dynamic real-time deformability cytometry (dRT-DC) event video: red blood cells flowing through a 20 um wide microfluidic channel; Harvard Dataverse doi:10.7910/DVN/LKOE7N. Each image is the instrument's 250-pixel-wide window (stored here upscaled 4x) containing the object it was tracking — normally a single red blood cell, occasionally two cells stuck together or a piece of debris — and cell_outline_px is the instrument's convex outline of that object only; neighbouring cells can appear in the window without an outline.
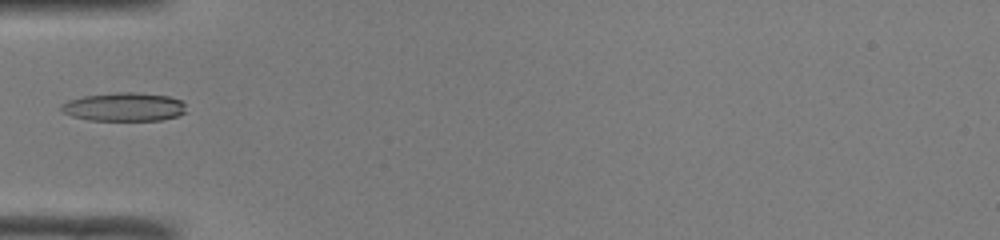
{"species": "common noctule bat (a hibernating species)", "species_latin": "Nyctalus noctula", "temperature_condition": "room temperature", "stored_images_in_passage": 33, "camera_frame_rate_fps": 3000, "um_per_image_px": 0.085, "animal": {"sex": "male", "body_mass_g": 19.0, "forearm_length_mm": 50.8}, "frame": {"image": 1, "passage_image": 1, "time_ms": 0.0, "image_size_px": [1000, 240], "cell_outline_px": [[184, 112], [176, 116], [160, 120], [88, 120], [72, 116], [64, 112], [60, 108], [60, 104], [68, 100], [84, 96], [116, 92], [136, 92], [168, 96], [180, 100], [184, 104]], "centroid_in_image_um": [10.51, 9.08], "position_along_channel_um": 74.5, "area_um2": 20.63}}